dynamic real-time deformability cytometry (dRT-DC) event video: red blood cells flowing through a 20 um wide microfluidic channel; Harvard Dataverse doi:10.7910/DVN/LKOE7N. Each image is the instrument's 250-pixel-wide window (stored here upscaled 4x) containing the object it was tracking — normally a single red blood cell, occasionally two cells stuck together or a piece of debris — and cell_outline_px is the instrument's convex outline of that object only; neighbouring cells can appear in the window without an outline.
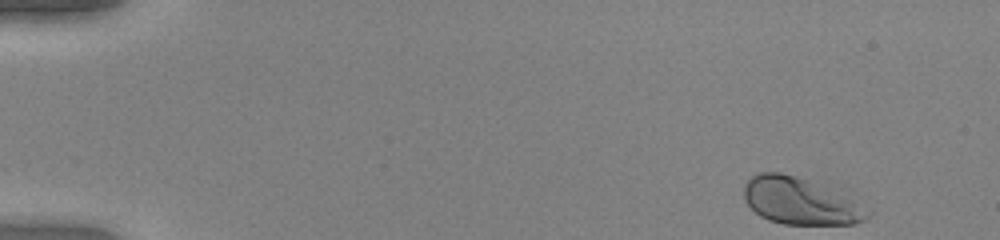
{"species": "human", "species_latin": "Homo sapiens", "temperature_condition": "warm", "stored_images_in_passage": 48, "camera_frame_rate_fps": 3000, "um_per_image_px": 0.085, "donor": {"sex": "female"}, "frame": {"image": 1, "passage_image": 1, "time_ms": 0.0, "image_size_px": [1000, 240], "cell_outline_px": [[872, 212], [864, 220], [852, 224], [784, 224], [768, 220], [760, 216], [744, 200], [744, 184], [752, 176], [760, 172], [780, 172], [852, 188]], "centroid_in_image_um": [68.26, 17.03], "position_along_channel_um": 16.7, "area_um2": 36.24}}
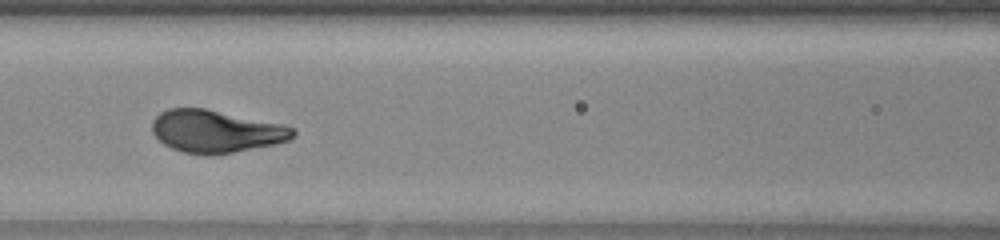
{"frame": {"image": 2, "passage_image": 21, "time_ms": 6.667, "image_size_px": [1000, 240], "cell_outline_px": [[296, 136], [288, 140], [272, 144], [232, 152], [208, 156], [184, 152], [172, 148], [164, 144], [152, 132], [152, 120], [160, 112], [168, 108], [204, 108], [284, 124], [296, 128]], "centroid_in_image_um": [18.35, 11.15], "position_along_channel_um": 148.2, "area_um2": 34.85}}
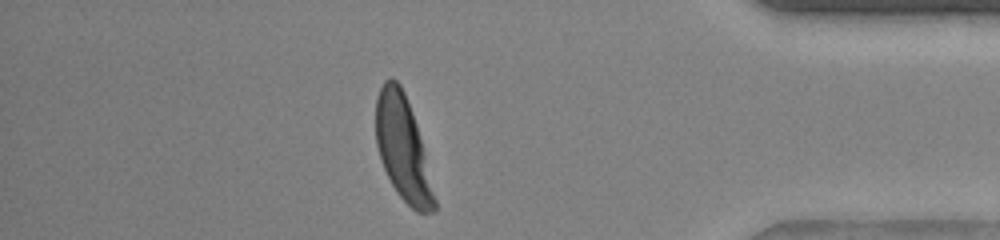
{"frame": {"image": 3, "passage_image": 42, "time_ms": 13.667, "image_size_px": [1000, 240], "cell_outline_px": [[436, 208], [432, 212], [416, 212], [396, 192], [380, 160], [376, 144], [376, 96], [384, 80], [388, 76], [392, 76], [400, 84], [404, 92], [412, 112], [416, 124], [424, 152], [436, 200]], "centroid_in_image_um": [34.22, 12.57], "position_along_channel_um": 401.0, "area_um2": 35.26}, "authors_computed_cell_mechanics": {"area_um2": 35.0557, "velocity_mm_per_s": 4.0201, "shape_relaxation_time_tau1_ms": 1.8385, "shape_relaxation_time_tau2_ms": null, "deformation_change_tau1": 0.1666, "deformation_change_tau2": null}}